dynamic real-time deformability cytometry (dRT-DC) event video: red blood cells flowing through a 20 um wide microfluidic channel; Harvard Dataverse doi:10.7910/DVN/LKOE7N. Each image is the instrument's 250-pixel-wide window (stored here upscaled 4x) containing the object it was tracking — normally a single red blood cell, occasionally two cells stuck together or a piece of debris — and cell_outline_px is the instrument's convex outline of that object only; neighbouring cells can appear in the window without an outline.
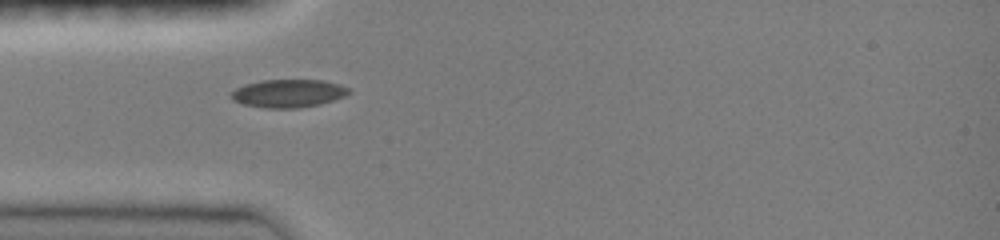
{"species": "common noctule bat (a hibernating species)", "species_latin": "Nyctalus noctula", "temperature_condition": "room temperature", "stored_images_in_passage": 34, "camera_frame_rate_fps": 3000, "um_per_image_px": 0.085, "animal": {"sex": "female", "body_mass_g": 19.0, "forearm_length_mm": 51.5}, "frame": {"image": 1, "passage_image": 1, "time_ms": 0.0, "image_size_px": [1000, 240], "cell_outline_px": [[352, 92], [344, 96], [320, 104], [296, 108], [264, 108], [244, 104], [232, 100], [228, 96], [236, 88], [244, 84], [260, 80], [324, 80], [340, 84], [348, 88]], "centroid_in_image_um": [24.48, 7.93], "position_along_channel_um": 60.5, "area_um2": 19.31}}
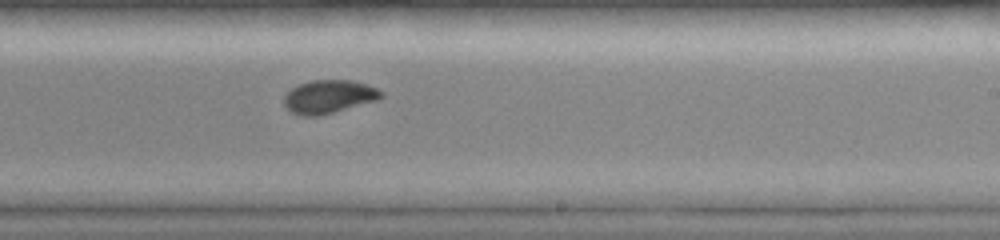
{"frame": {"image": 2, "passage_image": 16, "time_ms": 5.0, "image_size_px": [1000, 240], "cell_outline_px": [[384, 96], [376, 100], [332, 112], [316, 116], [300, 116], [292, 112], [284, 104], [284, 96], [292, 88], [300, 84], [312, 80], [352, 80], [376, 88], [384, 92]], "centroid_in_image_um": [27.94, 8.21], "position_along_channel_um": 261.1, "area_um2": 18.5}}
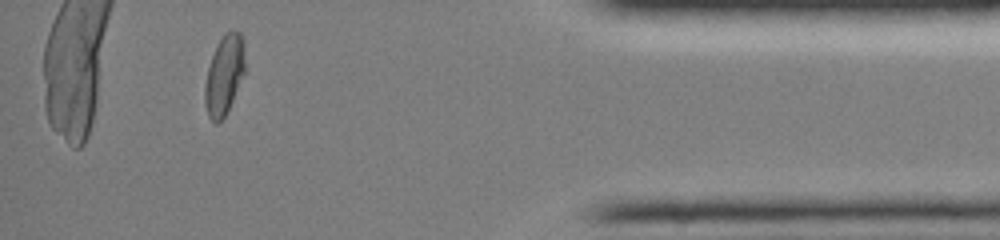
{"frame": {"image": 3, "passage_image": 30, "time_ms": 9.667, "image_size_px": [1000, 240], "cell_outline_px": [[244, 72], [232, 100], [224, 116], [216, 124], [208, 116], [204, 104], [204, 88], [208, 68], [216, 44], [224, 32], [228, 28], [232, 28], [240, 32], [244, 40]], "centroid_in_image_um": [19.05, 6.29], "position_along_channel_um": 416.2, "area_um2": 18.61}, "authors_computed_cell_mechanics": {"area_um2": 19.1029, "velocity_mm_per_s": 4.0266, "shape_relaxation_time_tau1_ms": 5.5279, "shape_relaxation_time_tau2_ms": 1.4012, "deformation_change_tau1": 0.1714, "deformation_change_tau2": 0.0267}}